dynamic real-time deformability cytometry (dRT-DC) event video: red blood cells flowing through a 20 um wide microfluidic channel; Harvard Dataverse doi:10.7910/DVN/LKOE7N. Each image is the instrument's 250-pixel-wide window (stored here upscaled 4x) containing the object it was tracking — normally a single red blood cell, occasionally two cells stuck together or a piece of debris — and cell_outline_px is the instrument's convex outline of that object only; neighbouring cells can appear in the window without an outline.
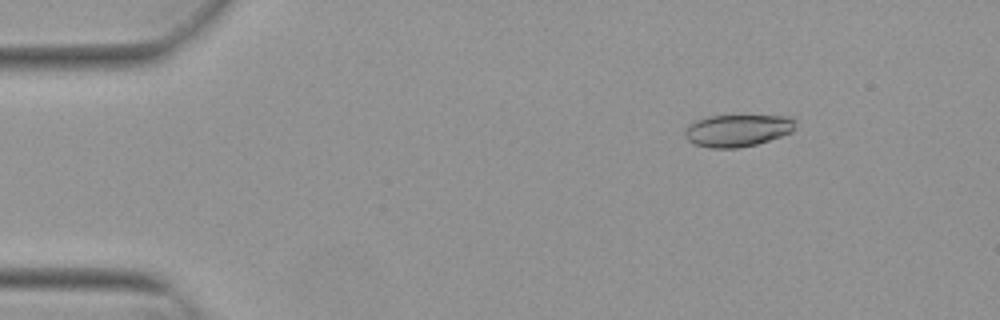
{"species": "Egyptian fruit bat (a non-hibernating species)", "species_latin": "Rousettus aegyptiacus", "temperature_condition": "warm", "stored_images_in_passage": 54, "camera_frame_rate_fps": 3000, "um_per_image_px": 0.085, "animal": {"sex": "female"}, "frame": {"image": 1, "passage_image": 8, "time_ms": 2.333, "image_size_px": [1000, 320], "cell_outline_px": [[796, 128], [792, 132], [756, 144], [740, 148], [712, 148], [696, 144], [688, 140], [684, 136], [684, 132], [688, 124], [696, 120], [708, 116], [788, 116], [792, 120]], "centroid_in_image_um": [62.65, 11.09], "position_along_channel_um": 22.3, "area_um2": 20.52}}
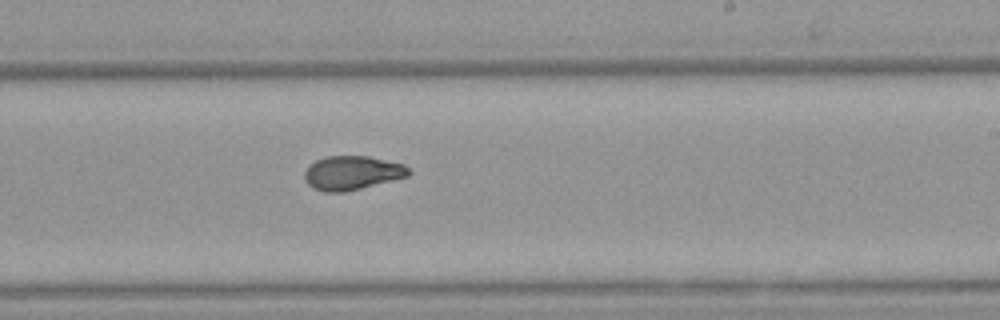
{"frame": {"image": 2, "passage_image": 33, "time_ms": 10.667, "image_size_px": [1000, 320], "cell_outline_px": [[412, 172], [408, 176], [344, 192], [324, 192], [312, 188], [304, 180], [304, 172], [308, 164], [316, 160], [328, 156], [368, 156], [404, 164]], "centroid_in_image_um": [29.89, 14.69], "position_along_channel_um": 259.1, "area_um2": 20.63}}
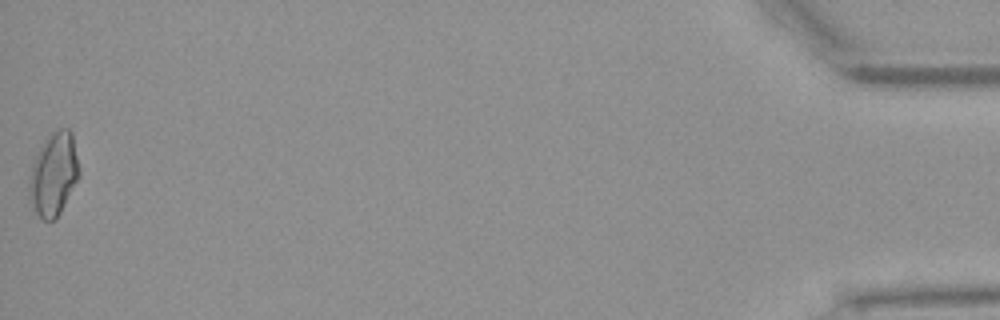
{"frame": {"image": 3, "passage_image": 54, "time_ms": 17.667, "image_size_px": [1000, 320], "cell_outline_px": [[80, 176], [56, 220], [44, 220], [32, 208], [28, 192], [28, 176], [32, 164], [44, 140], [52, 132], [60, 128], [68, 128], [72, 132], [80, 168]], "centroid_in_image_um": [4.56, 14.81], "position_along_channel_um": 430.6, "area_um2": 24.45}, "authors_computed_cell_mechanics": {"area_um2": 21.0392, "velocity_mm_per_s": 3.8413, "shape_relaxation_time_tau1_ms": 7.8868, "shape_relaxation_time_tau2_ms": 1.5573, "deformation_change_tau1": 0.2059, "deformation_change_tau2": 0.0652}}